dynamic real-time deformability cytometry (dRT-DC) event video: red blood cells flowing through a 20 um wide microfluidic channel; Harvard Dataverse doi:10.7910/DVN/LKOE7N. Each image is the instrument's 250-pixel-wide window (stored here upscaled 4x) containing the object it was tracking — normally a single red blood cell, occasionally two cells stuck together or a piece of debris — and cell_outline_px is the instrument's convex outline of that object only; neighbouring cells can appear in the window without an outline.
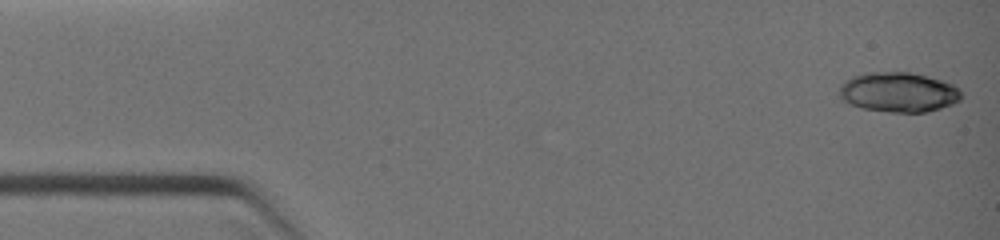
{"species": "common noctule bat (a hibernating species)", "species_latin": "Nyctalus noctula", "temperature_condition": "warm", "stored_images_in_passage": 6, "camera_frame_rate_fps": 3000, "um_per_image_px": 0.085, "animal": {"sex": "female", "body_mass_g": 19.0, "forearm_length_mm": 51.5}, "frame": {"image": 1, "passage_image": 1, "time_ms": 0.0, "image_size_px": [1000, 240], "cell_outline_px": [[960, 100], [952, 104], [928, 112], [888, 112], [864, 108], [840, 100], [836, 92], [840, 84], [844, 80], [852, 76], [864, 72], [908, 72], [940, 80], [952, 84], [960, 92]], "centroid_in_image_um": [76.28, 7.83], "position_along_channel_um": 8.7, "area_um2": 28.38}}
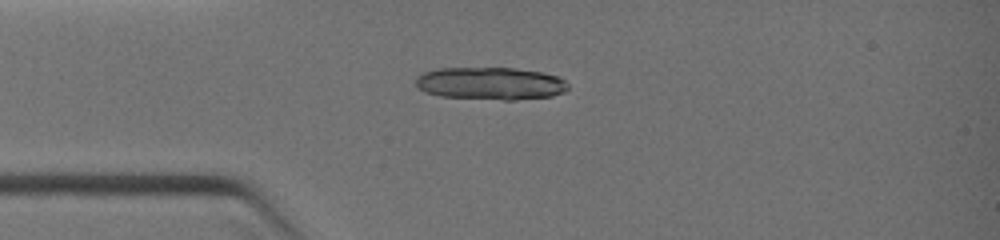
{"frame": {"image": 2, "passage_image": 4, "time_ms": 2.667, "image_size_px": [1000, 240], "cell_outline_px": [[568, 88], [564, 92], [552, 96], [516, 100], [504, 100], [440, 96], [424, 92], [416, 84], [416, 76], [424, 72], [436, 68], [516, 68], [544, 72], [556, 76], [564, 80], [568, 84]], "centroid_in_image_um": [41.7, 7.09], "position_along_channel_um": 43.3, "area_um2": 29.07}}
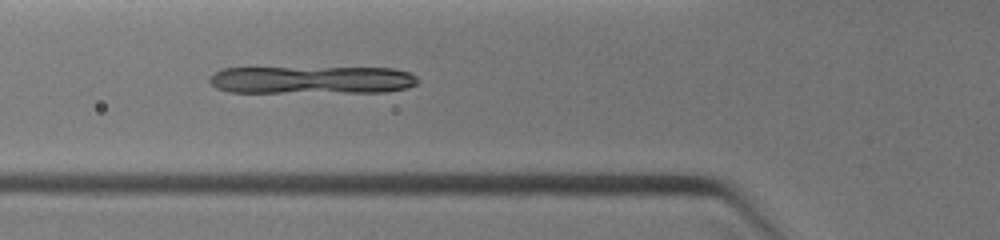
{"frame": {"image": 3, "passage_image": 6, "time_ms": 4.0, "image_size_px": [1000, 240], "cell_outline_px": [[420, 80], [416, 84], [408, 88], [384, 92], [228, 92], [216, 88], [208, 80], [220, 68], [392, 68], [408, 72], [416, 76]], "centroid_in_image_um": [26.53, 6.79], "position_along_channel_um": 99.3, "area_um2": 33.76}}